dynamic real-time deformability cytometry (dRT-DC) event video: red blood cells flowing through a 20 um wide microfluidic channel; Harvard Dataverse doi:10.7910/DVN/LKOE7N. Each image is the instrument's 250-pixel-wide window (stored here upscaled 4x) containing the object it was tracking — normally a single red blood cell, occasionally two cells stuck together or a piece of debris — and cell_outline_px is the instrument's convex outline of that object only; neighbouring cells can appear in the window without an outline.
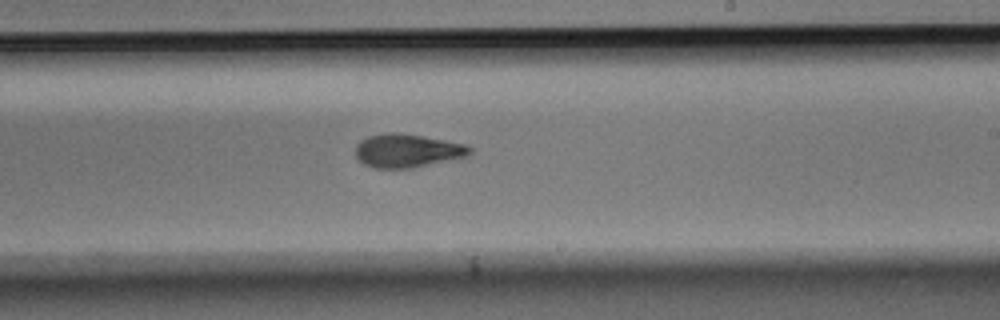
{"species": "Egyptian fruit bat (a non-hibernating species)", "species_latin": "Rousettus aegyptiacus", "temperature_condition": "room temperature", "stored_images_in_passage": 9, "camera_frame_rate_fps": 3000, "um_per_image_px": 0.085, "animal": {"sex": "male"}, "frame": {"image": 1, "passage_image": 9, "time_ms": 2.667, "image_size_px": [1000, 320], "cell_outline_px": [[472, 152], [468, 156], [412, 168], [372, 168], [364, 164], [356, 156], [356, 144], [360, 140], [368, 136], [392, 132], [400, 132], [444, 140], [464, 144], [472, 148]], "centroid_in_image_um": [34.61, 12.81], "position_along_channel_um": 254.4, "area_um2": 22.25}}